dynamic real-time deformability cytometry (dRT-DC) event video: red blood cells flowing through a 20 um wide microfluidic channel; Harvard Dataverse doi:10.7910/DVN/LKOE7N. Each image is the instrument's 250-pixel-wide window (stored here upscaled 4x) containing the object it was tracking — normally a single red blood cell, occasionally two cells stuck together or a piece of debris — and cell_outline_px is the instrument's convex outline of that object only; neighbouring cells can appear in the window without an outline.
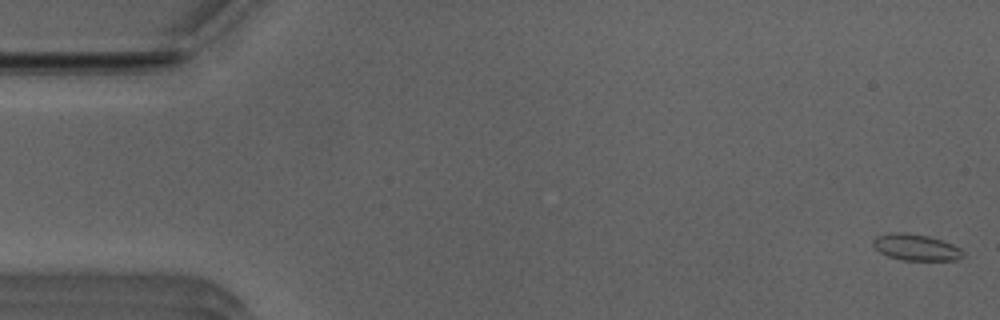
{"species": "Egyptian fruit bat (a non-hibernating species)", "species_latin": "Rousettus aegyptiacus", "temperature_condition": "room temperature", "stored_images_in_passage": 12, "camera_frame_rate_fps": 3000, "um_per_image_px": 0.085, "animal": {"sex": "male"}, "frame": {"image": 1, "passage_image": 1, "time_ms": 0.0, "image_size_px": [1000, 320], "cell_outline_px": [[964, 256], [956, 260], [904, 260], [888, 256], [880, 252], [872, 244], [872, 240], [876, 236], [888, 232], [904, 232], [928, 236], [952, 244], [960, 248], [964, 252]], "centroid_in_image_um": [77.84, 21.01], "position_along_channel_um": 7.2, "area_um2": 13.81}}